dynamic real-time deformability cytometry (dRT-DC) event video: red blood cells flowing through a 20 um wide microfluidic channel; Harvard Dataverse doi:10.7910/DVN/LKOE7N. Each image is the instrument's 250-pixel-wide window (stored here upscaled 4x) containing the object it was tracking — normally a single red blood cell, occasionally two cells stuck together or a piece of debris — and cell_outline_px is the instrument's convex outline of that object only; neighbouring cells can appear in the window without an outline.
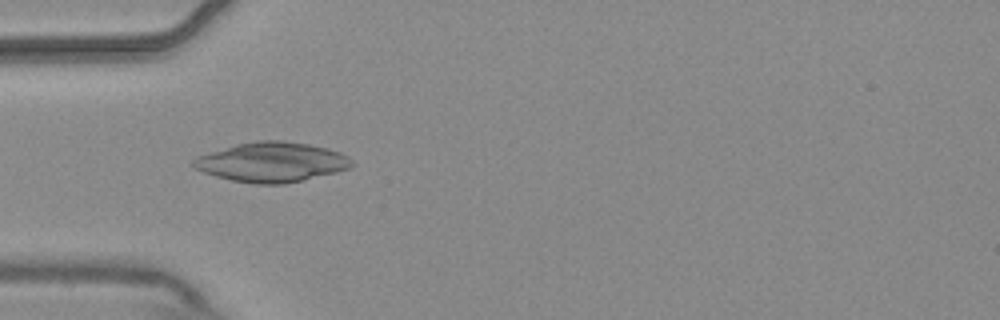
{"species": "common noctule bat (a hibernating species)", "species_latin": "Nyctalus noctula", "temperature_condition": "warm", "stored_images_in_passage": 8, "camera_frame_rate_fps": 3000, "um_per_image_px": 0.085, "animal": {"sex": "male", "body_mass_g": 20.4}, "frame": {"image": 1, "passage_image": 5, "time_ms": 1.333, "image_size_px": [1000, 320], "cell_outline_px": [[352, 164], [348, 168], [336, 172], [284, 184], [252, 184], [232, 180], [216, 176], [204, 172], [196, 168], [192, 164], [192, 160], [196, 156], [236, 144], [256, 140], [280, 140], [308, 144], [328, 148], [340, 152], [348, 156], [352, 160]], "centroid_in_image_um": [23.08, 13.77], "position_along_channel_um": 61.9, "area_um2": 36.53}}
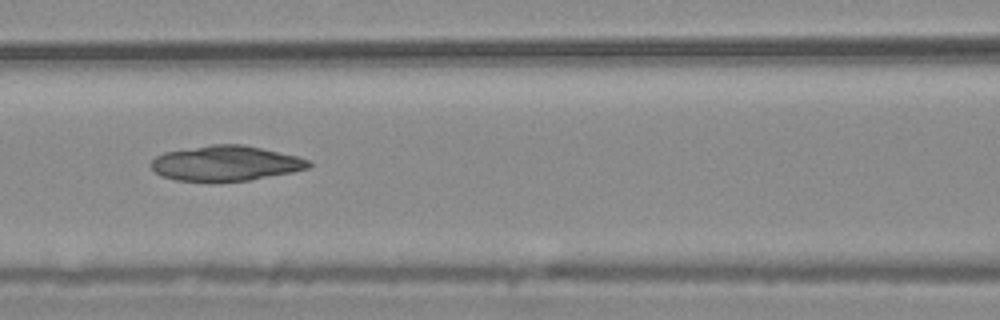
{"frame": {"image": 2, "passage_image": 7, "time_ms": 2.0, "image_size_px": [1000, 320], "cell_outline_px": [[312, 164], [308, 168], [292, 172], [248, 180], [176, 180], [160, 176], [148, 164], [156, 156], [164, 152], [212, 144], [244, 144], [296, 156], [312, 160]], "centroid_in_image_um": [19.18, 13.86], "position_along_channel_um": 147.4, "area_um2": 31.96}}
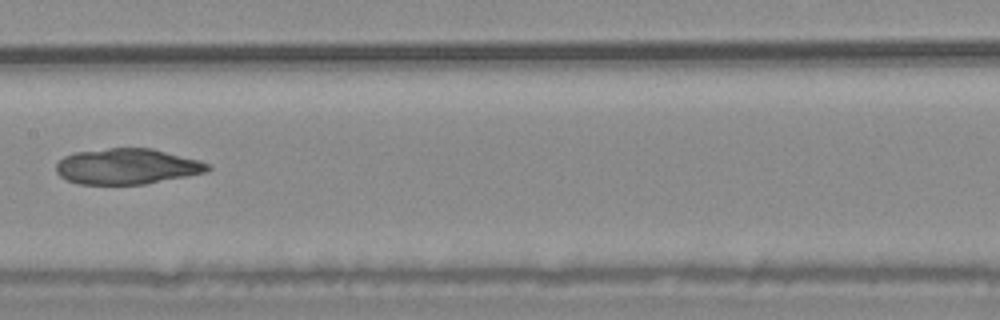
{"frame": {"image": 3, "passage_image": 8, "time_ms": 2.333, "image_size_px": [1000, 320], "cell_outline_px": [[212, 168], [208, 172], [188, 176], [144, 184], [76, 184], [60, 176], [56, 172], [56, 164], [64, 156], [76, 152], [108, 148], [152, 148], [200, 160], [208, 164]], "centroid_in_image_um": [10.82, 14.14], "position_along_channel_um": 196.6, "area_um2": 31.62}}